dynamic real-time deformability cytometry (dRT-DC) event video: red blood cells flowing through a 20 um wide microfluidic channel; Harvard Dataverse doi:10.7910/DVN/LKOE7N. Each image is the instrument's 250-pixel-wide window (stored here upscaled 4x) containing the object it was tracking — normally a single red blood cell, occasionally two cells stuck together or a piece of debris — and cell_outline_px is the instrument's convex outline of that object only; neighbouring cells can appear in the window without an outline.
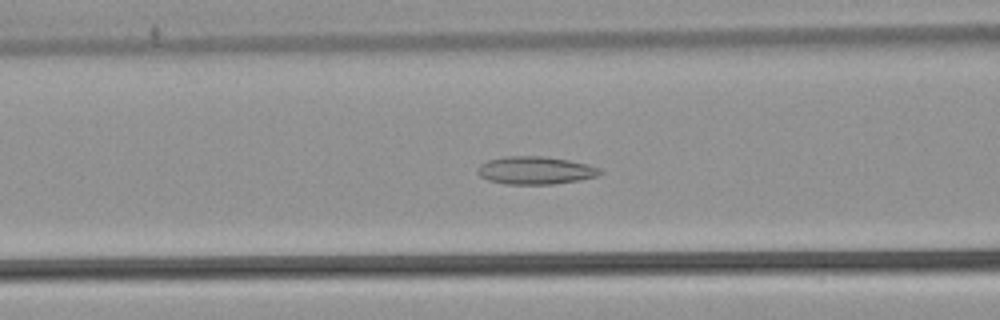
{"species": "common noctule bat (a hibernating species)", "species_latin": "Nyctalus noctula", "temperature_condition": "warm", "stored_images_in_passage": 49, "camera_frame_rate_fps": 3000, "um_per_image_px": 0.085, "animal": {"sex": "male", "body_mass_g": 21.5, "forearm_length_mm": 52.0}, "frame": {"image": 1, "passage_image": 18, "time_ms": 5.667, "image_size_px": [1000, 320], "cell_outline_px": [[604, 172], [596, 176], [580, 180], [552, 184], [504, 184], [488, 180], [480, 176], [476, 172], [476, 168], [480, 164], [488, 160], [508, 156], [540, 156], [568, 160], [588, 164], [600, 168]], "centroid_in_image_um": [45.49, 14.48], "position_along_channel_um": 121.1, "area_um2": 19.88}}
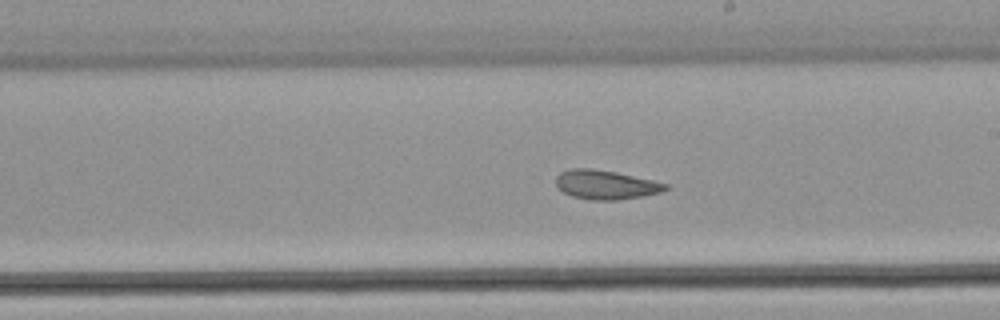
{"frame": {"image": 2, "passage_image": 27, "time_ms": 8.667, "image_size_px": [1000, 320], "cell_outline_px": [[668, 188], [660, 192], [640, 196], [616, 200], [592, 200], [572, 196], [564, 192], [556, 184], [556, 176], [560, 172], [572, 168], [592, 168], [616, 172], [652, 180], [668, 184]], "centroid_in_image_um": [51.46, 15.69], "position_along_channel_um": 237.5, "area_um2": 18.38}}
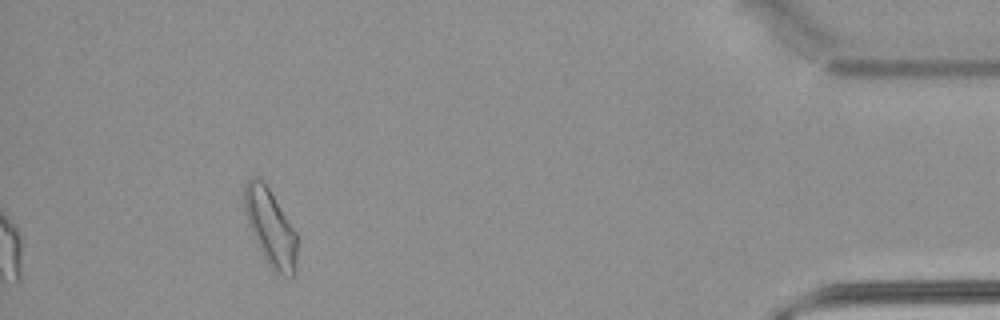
{"frame": {"image": 3, "passage_image": 45, "time_ms": 14.667, "image_size_px": [1000, 320], "cell_outline_px": [[296, 272], [292, 276], [284, 276], [276, 272], [268, 264], [252, 232], [244, 208], [244, 184], [248, 180], [260, 180], [268, 188], [296, 232]], "centroid_in_image_um": [23.01, 19.38], "position_along_channel_um": 412.2, "area_um2": 22.6}, "authors_computed_cell_mechanics": {"area_um2": 20.4612, "velocity_mm_per_s": 3.8938, "shape_relaxation_time_tau1_ms": null, "shape_relaxation_time_tau2_ms": 3.3841, "deformation_change_tau1": null, "deformation_change_tau2": 0.1025}}